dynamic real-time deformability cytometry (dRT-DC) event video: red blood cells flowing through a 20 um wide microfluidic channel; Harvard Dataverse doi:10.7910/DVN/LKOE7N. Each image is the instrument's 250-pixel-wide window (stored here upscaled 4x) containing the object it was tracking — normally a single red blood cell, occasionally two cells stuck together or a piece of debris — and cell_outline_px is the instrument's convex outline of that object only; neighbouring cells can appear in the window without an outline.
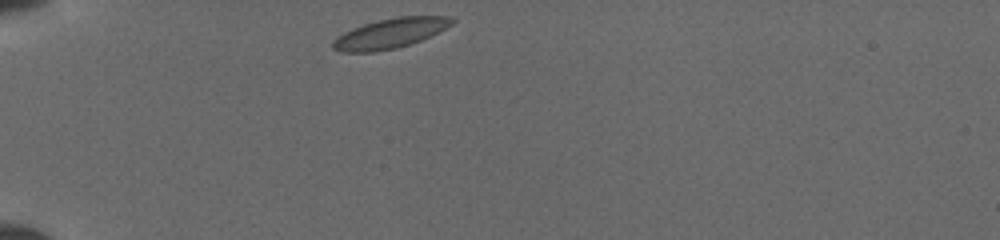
{"species": "common noctule bat (a hibernating species)", "species_latin": "Nyctalus noctula", "temperature_condition": "cold", "stored_images_in_passage": 11, "camera_frame_rate_fps": 3000, "um_per_image_px": 0.085, "animal": {"sex": "female", "body_mass_g": 19.5, "forearm_length_mm": 54.1}, "frame": {"image": 1, "passage_image": 1, "time_ms": 0.0, "image_size_px": [1000, 240], "cell_outline_px": [[456, 20], [452, 24], [420, 40], [396, 48], [372, 52], [344, 52], [332, 48], [332, 40], [336, 36], [352, 28], [364, 24], [396, 16], [448, 16]], "centroid_in_image_um": [33.11, 2.83], "position_along_channel_um": 51.9, "area_um2": 20.46}}
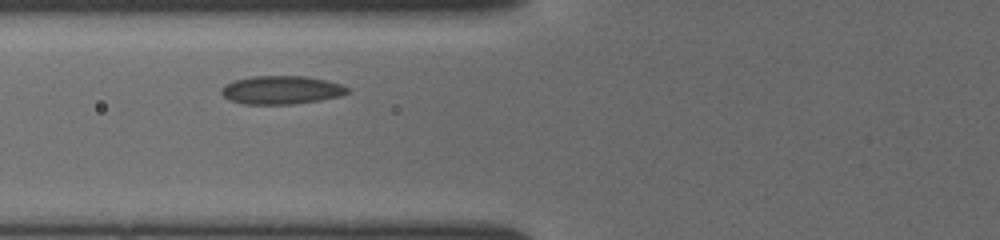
{"frame": {"image": 2, "passage_image": 7, "time_ms": 2.0, "image_size_px": [1000, 240], "cell_outline_px": [[348, 92], [340, 96], [320, 100], [292, 104], [244, 104], [232, 100], [224, 96], [220, 92], [220, 88], [224, 84], [232, 80], [252, 76], [308, 76], [340, 84], [348, 88]], "centroid_in_image_um": [23.87, 7.64], "position_along_channel_um": 101.9, "area_um2": 20.81}}
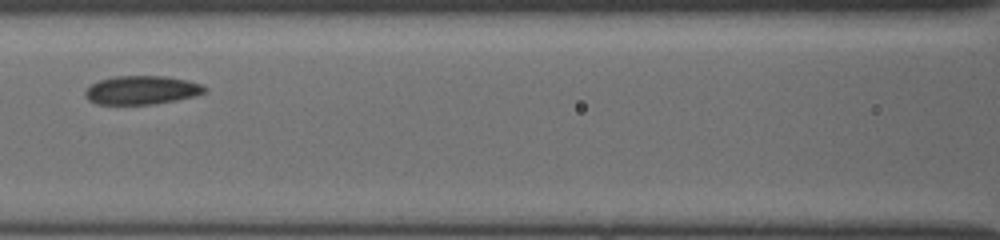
{"frame": {"image": 3, "passage_image": 10, "time_ms": 3.333, "image_size_px": [1000, 240], "cell_outline_px": [[208, 92], [196, 96], [176, 100], [152, 104], [96, 104], [88, 100], [84, 96], [84, 92], [92, 84], [100, 80], [116, 76], [168, 76], [188, 80], [204, 84], [208, 88]], "centroid_in_image_um": [12.11, 7.65], "position_along_channel_um": 154.5, "area_um2": 20.17}}